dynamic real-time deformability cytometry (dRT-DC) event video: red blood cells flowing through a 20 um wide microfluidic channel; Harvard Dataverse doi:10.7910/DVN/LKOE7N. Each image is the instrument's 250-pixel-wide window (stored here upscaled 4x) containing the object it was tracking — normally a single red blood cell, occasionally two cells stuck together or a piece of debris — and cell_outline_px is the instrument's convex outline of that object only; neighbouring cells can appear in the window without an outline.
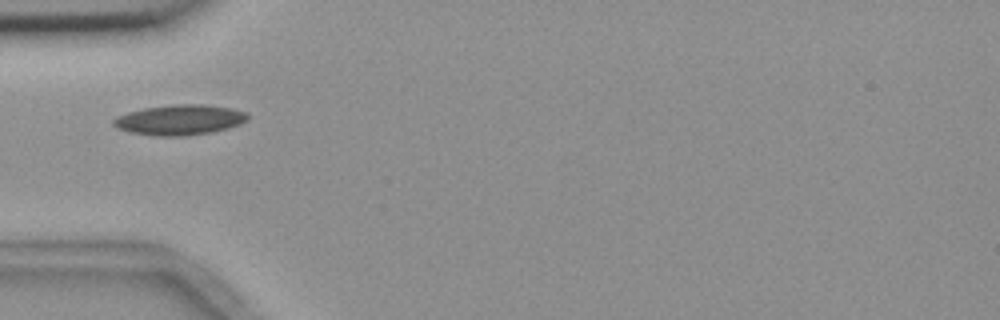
{"species": "common noctule bat (a hibernating species)", "species_latin": "Nyctalus noctula", "temperature_condition": "room temperature", "stored_images_in_passage": 4, "camera_frame_rate_fps": 3000, "um_per_image_px": 0.085, "animal": {"sex": "female", "body_mass_g": 18.4}, "frame": {"image": 1, "passage_image": 2, "time_ms": 1.333, "image_size_px": [1000, 320], "cell_outline_px": [[248, 116], [244, 120], [228, 128], [212, 132], [184, 136], [156, 136], [132, 132], [120, 128], [112, 124], [112, 120], [116, 116], [128, 112], [144, 108], [176, 104], [204, 104], [232, 108], [244, 112]], "centroid_in_image_um": [15.23, 10.18], "position_along_channel_um": 69.8, "area_um2": 23.35}}
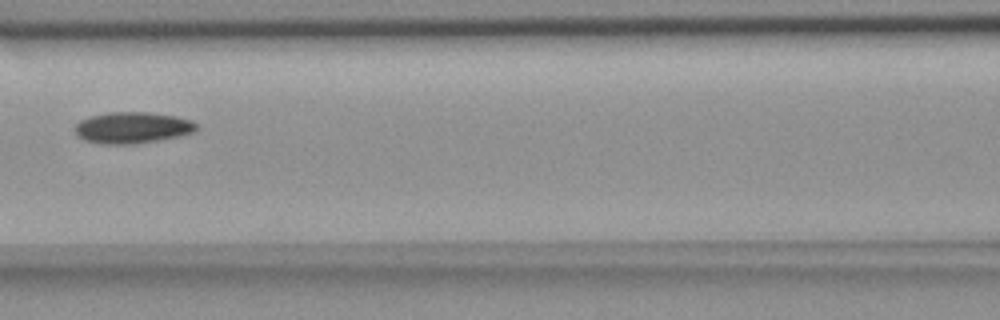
{"frame": {"image": 2, "passage_image": 4, "time_ms": 3.667, "image_size_px": [1000, 320], "cell_outline_px": [[200, 128], [196, 132], [160, 140], [136, 144], [104, 144], [84, 140], [76, 132], [76, 124], [80, 120], [92, 116], [108, 112], [148, 112], [176, 116], [192, 120]], "centroid_in_image_um": [11.32, 10.85], "position_along_channel_um": 155.3, "area_um2": 22.25}}